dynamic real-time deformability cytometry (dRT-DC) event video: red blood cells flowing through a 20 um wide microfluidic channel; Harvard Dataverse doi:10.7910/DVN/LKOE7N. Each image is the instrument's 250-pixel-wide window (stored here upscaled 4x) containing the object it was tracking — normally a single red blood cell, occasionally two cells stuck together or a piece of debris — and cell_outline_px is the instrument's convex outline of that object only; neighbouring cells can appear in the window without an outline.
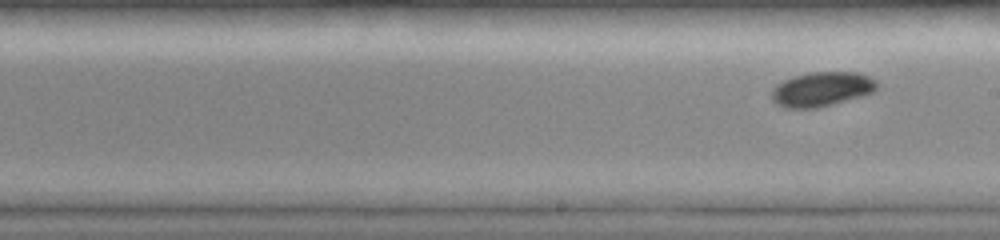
{"species": "common noctule bat (a hibernating species)", "species_latin": "Nyctalus noctula", "temperature_condition": "room temperature", "stored_images_in_passage": 17, "camera_frame_rate_fps": 3000, "um_per_image_px": 0.085, "animal": {"sex": "female", "body_mass_g": 19.0, "forearm_length_mm": 51.5}, "frame": {"image": 1, "passage_image": 17, "time_ms": 5.333, "image_size_px": [1000, 240], "cell_outline_px": [[876, 88], [872, 92], [864, 96], [816, 108], [784, 108], [776, 104], [772, 100], [772, 88], [776, 84], [792, 76], [808, 72], [860, 72], [876, 80]], "centroid_in_image_um": [69.82, 7.57], "position_along_channel_um": 219.2, "area_um2": 21.33}}